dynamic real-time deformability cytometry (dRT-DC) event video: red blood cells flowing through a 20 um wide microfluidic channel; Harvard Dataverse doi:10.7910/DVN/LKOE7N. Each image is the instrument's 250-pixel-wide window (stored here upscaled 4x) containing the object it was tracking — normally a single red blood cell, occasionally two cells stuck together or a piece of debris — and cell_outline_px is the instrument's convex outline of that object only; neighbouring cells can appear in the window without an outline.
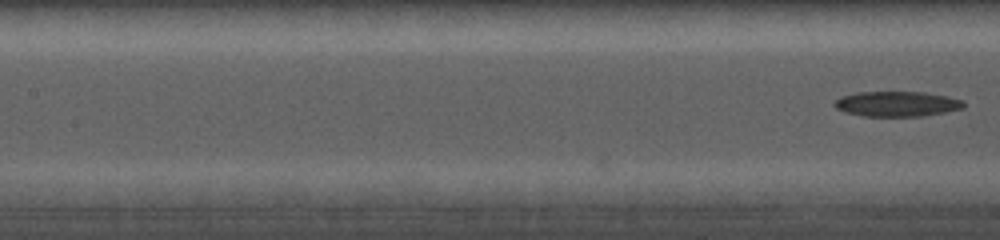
{"species": "common noctule bat (a hibernating species)", "species_latin": "Nyctalus noctula", "temperature_condition": "cold", "stored_images_in_passage": 8, "camera_frame_rate_fps": 5000, "um_per_image_px": 0.085, "animal": {"sex": "female", "body_mass_g": 19.0, "forearm_length_mm": 56.7}, "frame": {"image": 1, "passage_image": 8, "time_ms": 1.4, "image_size_px": [1000, 240], "cell_outline_px": [[964, 108], [944, 112], [920, 116], [864, 116], [844, 112], [836, 108], [832, 104], [840, 96], [856, 92], [924, 92], [948, 96], [964, 100]], "centroid_in_image_um": [76.22, 8.82], "position_along_channel_um": 131.2, "area_um2": 19.02}}